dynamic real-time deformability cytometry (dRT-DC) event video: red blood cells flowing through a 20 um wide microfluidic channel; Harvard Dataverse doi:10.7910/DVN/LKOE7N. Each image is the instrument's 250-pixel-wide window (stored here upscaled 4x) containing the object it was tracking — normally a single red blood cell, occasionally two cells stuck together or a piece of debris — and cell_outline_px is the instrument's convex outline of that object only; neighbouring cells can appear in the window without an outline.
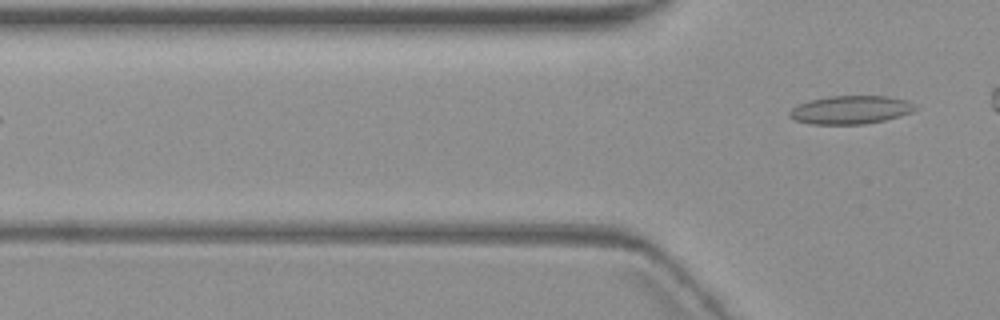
{"species": "common noctule bat (a hibernating species)", "species_latin": "Nyctalus noctula", "temperature_condition": "warm", "stored_images_in_passage": 5, "segment_of_instrument_passage": [2, 2], "camera_frame_rate_fps": 3000, "um_per_image_px": 0.085, "animal": {"sex": "female", "body_mass_g": 19.3, "forearm_length_mm": 54.1}, "frame": {"image": 1, "passage_image": 5, "time_ms": 4.667, "image_size_px": [1000, 320], "cell_outline_px": [[916, 108], [912, 112], [900, 116], [884, 120], [864, 124], [812, 124], [796, 120], [788, 116], [788, 112], [792, 108], [808, 100], [828, 96], [888, 96], [908, 100]], "centroid_in_image_um": [72.29, 9.33], "position_along_channel_um": 53.5, "area_um2": 20.69}}